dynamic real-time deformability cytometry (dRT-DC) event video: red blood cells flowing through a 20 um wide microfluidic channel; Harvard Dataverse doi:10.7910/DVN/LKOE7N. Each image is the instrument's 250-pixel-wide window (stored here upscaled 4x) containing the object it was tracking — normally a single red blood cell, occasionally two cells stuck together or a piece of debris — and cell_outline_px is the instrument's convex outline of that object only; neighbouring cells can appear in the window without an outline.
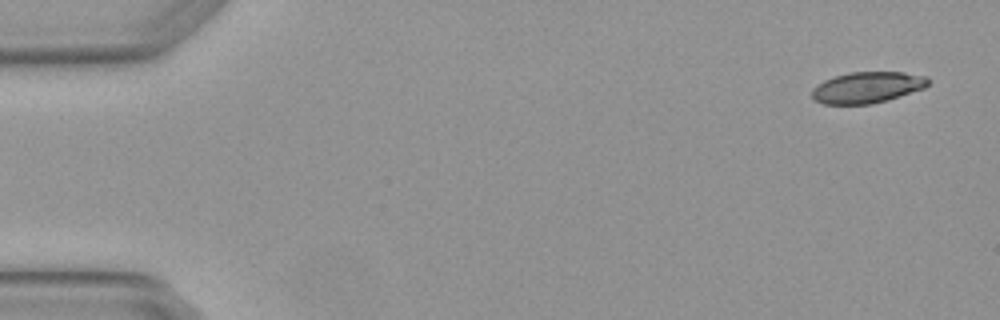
{"species": "Egyptian fruit bat (a non-hibernating species)", "species_latin": "Rousettus aegyptiacus", "temperature_condition": "warm", "stored_images_in_passage": 5, "segment_of_instrument_passage": [2, 2], "camera_frame_rate_fps": 3000, "um_per_image_px": 0.085, "animal": {"sex": "female"}, "frame": {"image": 1, "passage_image": 5, "time_ms": 1.333, "image_size_px": [1000, 320], "cell_outline_px": [[928, 84], [924, 88], [888, 100], [872, 104], [824, 104], [816, 100], [812, 96], [812, 88], [816, 84], [824, 80], [848, 72], [904, 72], [928, 76]], "centroid_in_image_um": [73.71, 7.42], "position_along_channel_um": 11.3, "area_um2": 21.15}}